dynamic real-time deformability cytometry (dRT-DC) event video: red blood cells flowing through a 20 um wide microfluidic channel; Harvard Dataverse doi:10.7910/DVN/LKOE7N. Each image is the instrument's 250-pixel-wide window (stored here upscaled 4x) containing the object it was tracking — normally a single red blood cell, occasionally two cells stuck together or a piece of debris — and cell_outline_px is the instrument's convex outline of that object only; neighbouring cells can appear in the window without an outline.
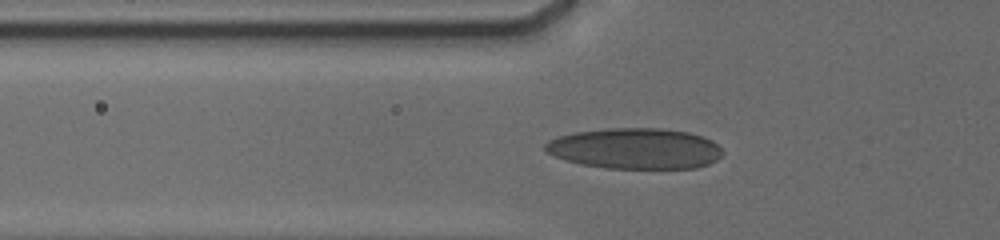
{"species": "human", "species_latin": "Homo sapiens", "temperature_condition": "cold", "stored_images_in_passage": 20, "camera_frame_rate_fps": 3000, "um_per_image_px": 0.085, "donor": {"sex": "male"}, "frame": {"image": 1, "passage_image": 3, "time_ms": 0.333, "image_size_px": [1000, 240], "cell_outline_px": [[724, 152], [716, 160], [708, 164], [696, 168], [608, 168], [580, 164], [556, 156], [548, 152], [544, 148], [544, 144], [548, 140], [556, 136], [576, 132], [608, 128], [660, 128], [688, 132], [712, 140]], "centroid_in_image_um": [53.98, 12.62], "position_along_channel_um": 71.8, "area_um2": 42.02}}
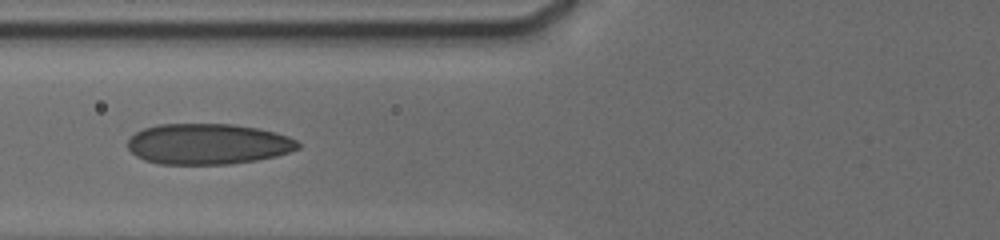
{"frame": {"image": 2, "passage_image": 9, "time_ms": 1.333, "image_size_px": [1000, 240], "cell_outline_px": [[300, 148], [276, 156], [256, 160], [228, 164], [160, 164], [144, 160], [136, 156], [128, 148], [128, 140], [136, 132], [144, 128], [160, 124], [232, 124], [256, 128], [276, 132], [288, 136], [296, 140], [300, 144]], "centroid_in_image_um": [17.68, 12.24], "position_along_channel_um": 108.1, "area_um2": 40.4}}
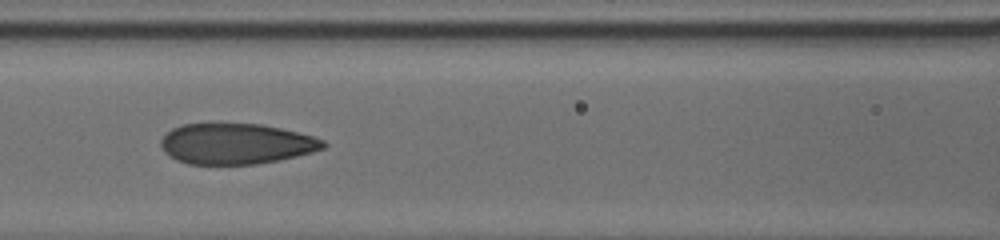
{"frame": {"image": 3, "passage_image": 15, "time_ms": 2.333, "image_size_px": [1000, 240], "cell_outline_px": [[328, 144], [324, 148], [312, 152], [296, 156], [256, 164], [188, 164], [176, 160], [164, 152], [160, 144], [160, 140], [172, 128], [180, 124], [208, 120], [260, 124], [280, 128], [312, 136], [324, 140]], "centroid_in_image_um": [20.0, 12.17], "position_along_channel_um": 146.6, "area_um2": 39.48}}